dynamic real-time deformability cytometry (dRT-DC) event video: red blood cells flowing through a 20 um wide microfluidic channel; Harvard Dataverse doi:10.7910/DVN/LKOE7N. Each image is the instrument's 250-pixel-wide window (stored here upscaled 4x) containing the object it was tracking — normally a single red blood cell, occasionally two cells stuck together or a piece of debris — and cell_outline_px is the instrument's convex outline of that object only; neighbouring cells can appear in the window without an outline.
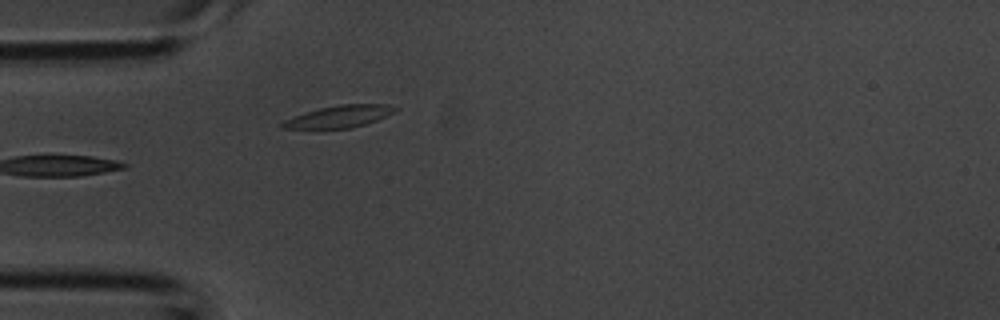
{"species": "common noctule bat (a hibernating species)", "species_latin": "Nyctalus noctula", "temperature_condition": "room temperature", "stored_images_in_passage": 3, "camera_frame_rate_fps": 3000, "um_per_image_px": 0.085, "animal": {"sex": "male", "body_mass_g": 20.1, "forearm_length_mm": 53.5}, "frame": {"image": 1, "passage_image": 3, "time_ms": 0.667, "image_size_px": [1000, 320], "cell_outline_px": [[400, 108], [376, 120], [352, 128], [280, 128], [280, 124], [284, 120], [320, 108], [340, 104], [388, 104]], "centroid_in_image_um": [28.85, 9.89], "position_along_channel_um": 56.1, "area_um2": 14.1}}